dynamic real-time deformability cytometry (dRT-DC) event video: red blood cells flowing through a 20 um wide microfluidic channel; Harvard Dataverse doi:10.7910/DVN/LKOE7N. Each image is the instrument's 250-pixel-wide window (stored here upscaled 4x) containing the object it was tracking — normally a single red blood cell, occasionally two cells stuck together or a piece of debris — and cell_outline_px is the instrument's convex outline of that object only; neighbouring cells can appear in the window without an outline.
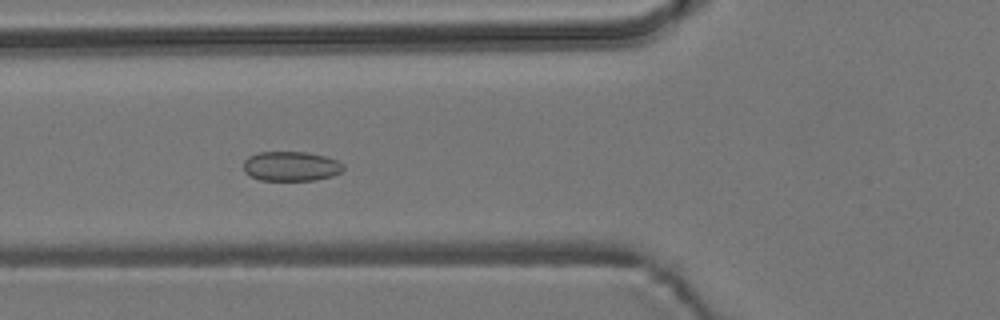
{"species": "common noctule bat (a hibernating species)", "species_latin": "Nyctalus noctula", "temperature_condition": "room temperature", "stored_images_in_passage": 53, "camera_frame_rate_fps": 3000, "um_per_image_px": 0.085, "animal": {"sex": "male", "body_mass_g": 19.2, "forearm_length_mm": 51.8}, "frame": {"image": 1, "passage_image": 19, "time_ms": 6.0, "image_size_px": [1000, 320], "cell_outline_px": [[344, 168], [340, 172], [332, 176], [316, 180], [260, 180], [244, 172], [244, 160], [248, 156], [260, 152], [308, 152], [324, 156], [336, 160], [344, 164]], "centroid_in_image_um": [24.74, 14.13], "position_along_channel_um": 101.1, "area_um2": 17.22}}
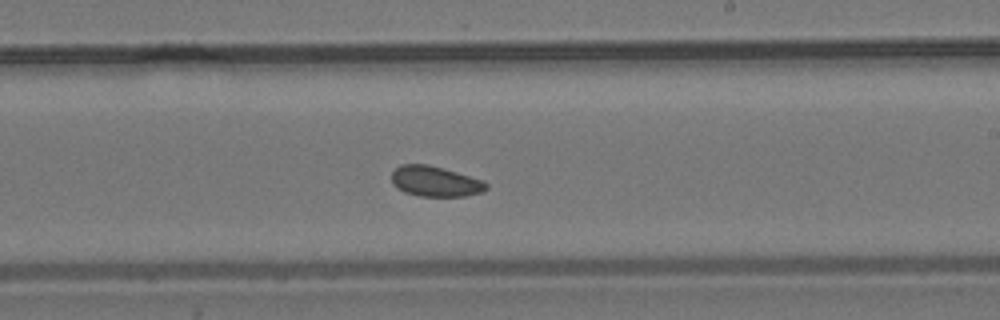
{"frame": {"image": 2, "passage_image": 31, "time_ms": 10.0, "image_size_px": [1000, 320], "cell_outline_px": [[488, 188], [480, 192], [464, 196], [420, 196], [404, 192], [396, 188], [392, 184], [392, 172], [400, 164], [428, 164], [444, 168], [484, 180], [488, 184]], "centroid_in_image_um": [36.98, 15.41], "position_along_channel_um": 252.0, "area_um2": 16.88}}
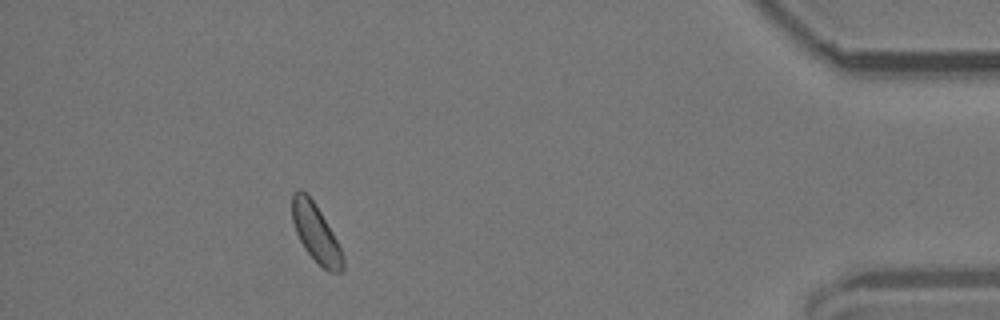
{"frame": {"image": 3, "passage_image": 48, "time_ms": 15.667, "image_size_px": [1000, 320], "cell_outline_px": [[344, 272], [328, 272], [304, 248], [296, 232], [292, 220], [292, 192], [300, 188], [312, 200], [320, 212], [332, 232], [344, 256]], "centroid_in_image_um": [26.85, 19.82], "position_along_channel_um": 408.4, "area_um2": 16.82}, "authors_computed_cell_mechanics": {"area_um2": 17.2822, "velocity_mm_per_s": 3.7708, "shape_relaxation_time_tau1_ms": null, "shape_relaxation_time_tau2_ms": 5.8587, "deformation_change_tau1": null, "deformation_change_tau2": 0.0983}}